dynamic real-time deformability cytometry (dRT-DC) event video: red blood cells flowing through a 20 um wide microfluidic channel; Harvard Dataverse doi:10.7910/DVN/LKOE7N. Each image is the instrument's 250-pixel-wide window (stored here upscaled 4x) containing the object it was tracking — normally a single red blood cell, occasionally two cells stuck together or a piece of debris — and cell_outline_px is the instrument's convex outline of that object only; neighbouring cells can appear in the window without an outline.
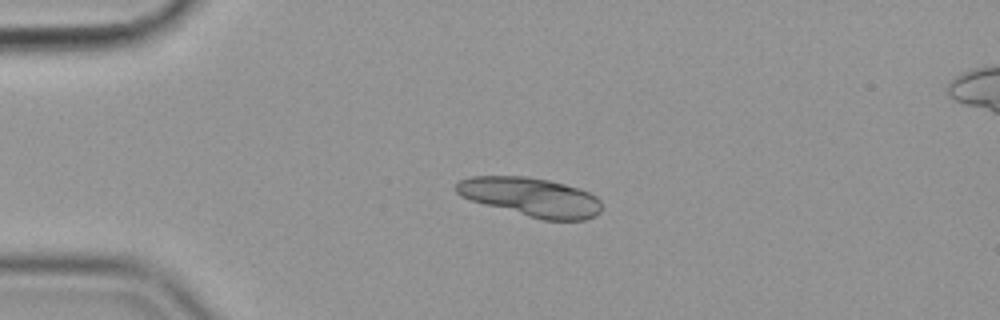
{"species": "common noctule bat (a hibernating species)", "species_latin": "Nyctalus noctula", "temperature_condition": "cold", "stored_images_in_passage": 30, "camera_frame_rate_fps": 3000, "um_per_image_px": 0.085, "animal": {"sex": "female", "body_mass_g": 19.9}, "frame": {"image": 1, "passage_image": 1, "time_ms": 0.0, "image_size_px": [1000, 320], "cell_outline_px": [[600, 212], [596, 216], [584, 220], [544, 220], [528, 216], [484, 204], [460, 196], [456, 192], [456, 184], [460, 180], [472, 176], [524, 176], [548, 180], [580, 188], [596, 196], [600, 200]], "centroid_in_image_um": [45.14, 16.75], "position_along_channel_um": 39.9, "area_um2": 32.77}}